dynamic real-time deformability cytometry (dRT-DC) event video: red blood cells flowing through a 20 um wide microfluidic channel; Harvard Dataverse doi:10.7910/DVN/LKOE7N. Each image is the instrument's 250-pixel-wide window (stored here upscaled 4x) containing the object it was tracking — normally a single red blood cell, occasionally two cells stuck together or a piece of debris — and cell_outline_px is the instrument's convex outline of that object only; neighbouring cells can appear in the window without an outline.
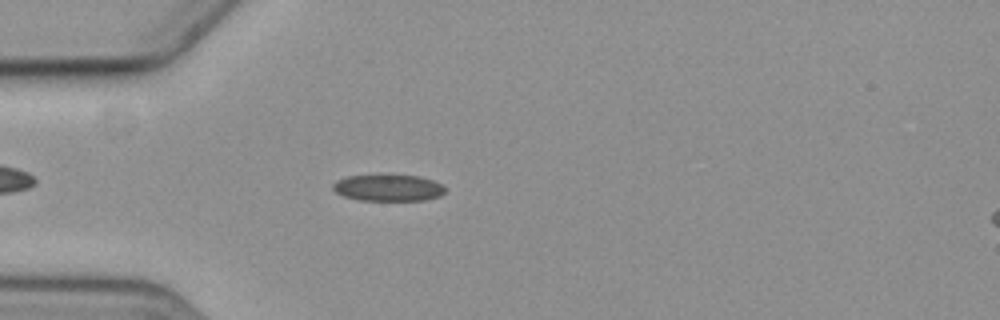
{"species": "common noctule bat (a hibernating species)", "species_latin": "Nyctalus noctula", "temperature_condition": "cold", "stored_images_in_passage": 3, "camera_frame_rate_fps": 3000, "um_per_image_px": 0.085, "animal": {"sex": "female", "body_mass_g": 19.3, "forearm_length_mm": 54.1}, "frame": {"image": 1, "passage_image": 2, "time_ms": 1.333, "image_size_px": [1000, 320], "cell_outline_px": [[444, 192], [440, 196], [424, 200], [360, 200], [344, 196], [336, 192], [332, 188], [332, 184], [336, 180], [348, 176], [380, 172], [420, 176], [432, 180], [440, 184], [444, 188]], "centroid_in_image_um": [32.95, 15.91], "position_along_channel_um": 52.0, "area_um2": 18.03}}